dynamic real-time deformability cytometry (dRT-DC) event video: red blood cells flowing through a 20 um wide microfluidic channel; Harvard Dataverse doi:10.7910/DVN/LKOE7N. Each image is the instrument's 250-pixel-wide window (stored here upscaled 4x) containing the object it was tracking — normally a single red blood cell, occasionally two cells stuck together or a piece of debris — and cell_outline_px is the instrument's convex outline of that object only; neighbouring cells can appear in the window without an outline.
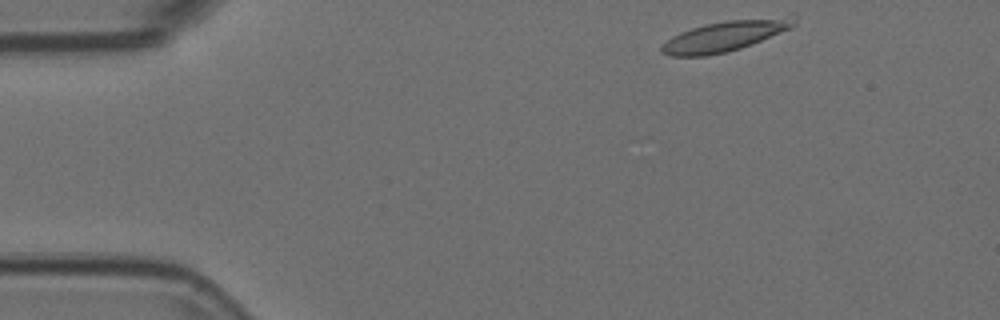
{"species": "Egyptian fruit bat (a non-hibernating species)", "species_latin": "Rousettus aegyptiacus", "temperature_condition": "room temperature", "stored_images_in_passage": 13, "camera_frame_rate_fps": 3000, "um_per_image_px": 0.085, "animal": {"sex": "female"}, "frame": {"image": 1, "passage_image": 1, "time_ms": 0.0, "image_size_px": [1000, 320], "cell_outline_px": [[796, 24], [792, 28], [740, 48], [728, 52], [704, 56], [668, 56], [660, 52], [660, 48], [672, 36], [680, 32], [704, 24], [728, 20], [796, 20]], "centroid_in_image_um": [61.42, 3.13], "position_along_channel_um": 23.6, "area_um2": 22.31}}
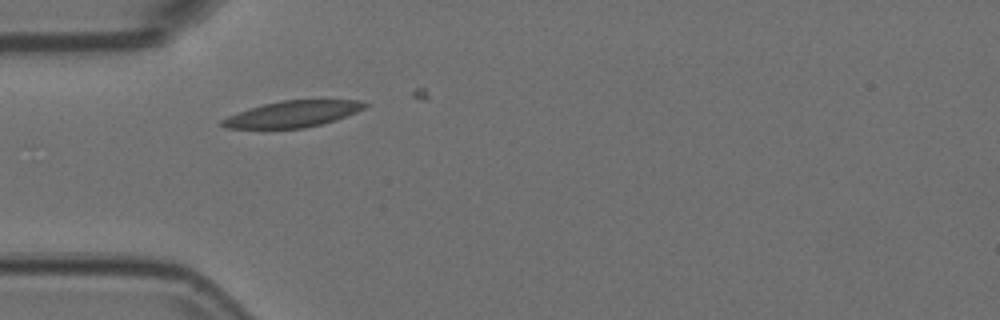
{"frame": {"image": 2, "passage_image": 10, "time_ms": 3.0, "image_size_px": [1000, 320], "cell_outline_px": [[368, 104], [364, 108], [356, 112], [320, 124], [304, 128], [224, 128], [220, 124], [220, 120], [228, 116], [264, 104], [280, 100], [360, 100]], "centroid_in_image_um": [24.85, 9.69], "position_along_channel_um": 60.1, "area_um2": 21.39}}